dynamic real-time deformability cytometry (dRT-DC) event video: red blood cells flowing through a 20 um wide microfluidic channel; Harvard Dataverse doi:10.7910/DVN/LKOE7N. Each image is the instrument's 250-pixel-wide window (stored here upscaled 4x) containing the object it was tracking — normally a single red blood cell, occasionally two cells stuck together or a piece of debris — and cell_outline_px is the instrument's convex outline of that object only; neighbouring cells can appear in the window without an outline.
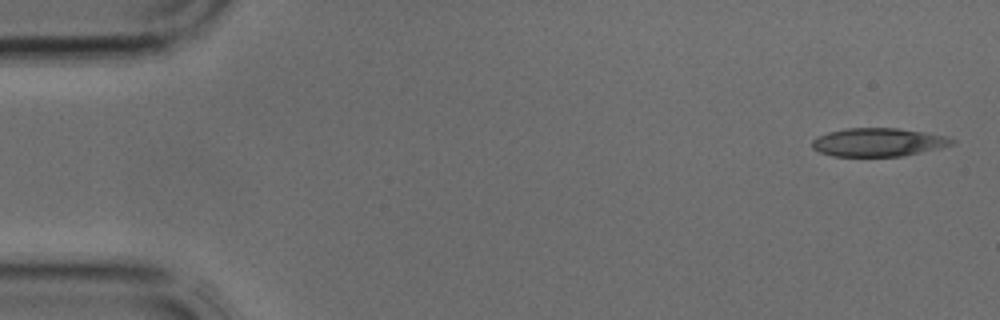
{"species": "common noctule bat (a hibernating species)", "species_latin": "Nyctalus noctula", "temperature_condition": "cold", "stored_images_in_passage": 38, "camera_frame_rate_fps": 3000, "um_per_image_px": 0.085, "animal": {"sex": "male", "body_mass_g": 17.9, "forearm_length_mm": 54.2}, "frame": {"image": 1, "passage_image": 1, "time_ms": 0.0, "image_size_px": [1000, 320], "cell_outline_px": [[956, 140], [952, 144], [936, 148], [900, 156], [832, 156], [820, 152], [812, 148], [812, 140], [816, 136], [828, 132], [848, 128], [896, 128], [924, 132], [948, 136]], "centroid_in_image_um": [74.6, 12.08], "position_along_channel_um": 10.4, "area_um2": 22.89}}
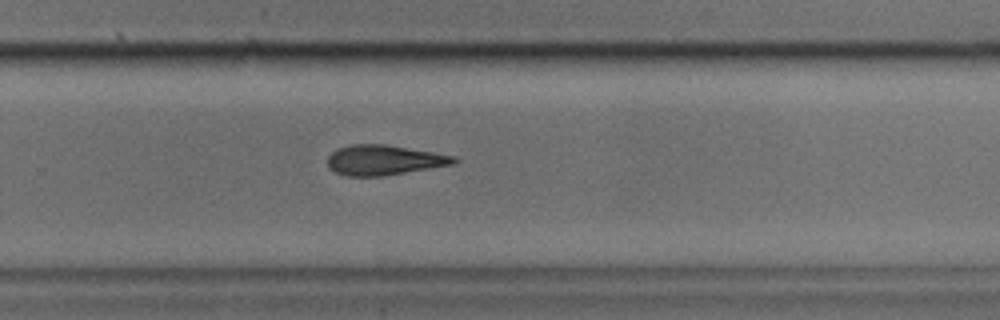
{"frame": {"image": 2, "passage_image": 25, "time_ms": 8.0, "image_size_px": [1000, 320], "cell_outline_px": [[460, 160], [452, 164], [384, 176], [344, 176], [328, 168], [328, 156], [336, 148], [352, 144], [384, 144], [456, 156]], "centroid_in_image_um": [32.61, 13.6], "position_along_channel_um": 297.2, "area_um2": 22.08}}
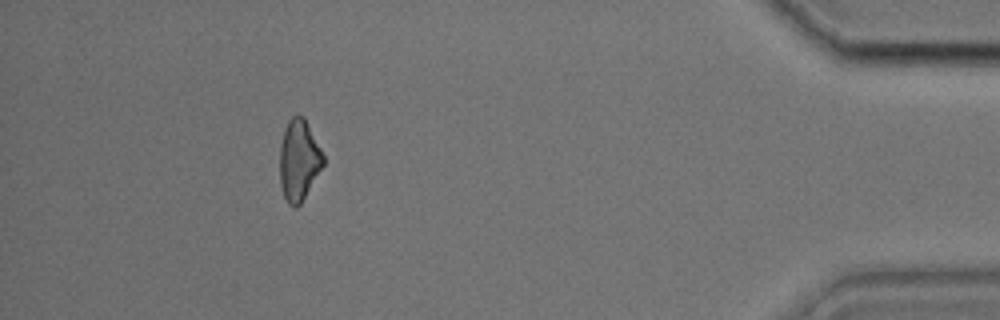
{"frame": {"image": 3, "passage_image": 35, "time_ms": 11.333, "image_size_px": [1000, 320], "cell_outline_px": [[324, 164], [300, 204], [296, 208], [292, 208], [288, 204], [284, 196], [280, 184], [280, 144], [284, 128], [288, 120], [296, 112], [304, 116], [324, 156]], "centroid_in_image_um": [25.39, 13.59], "position_along_channel_um": 409.8, "area_um2": 20.63}}